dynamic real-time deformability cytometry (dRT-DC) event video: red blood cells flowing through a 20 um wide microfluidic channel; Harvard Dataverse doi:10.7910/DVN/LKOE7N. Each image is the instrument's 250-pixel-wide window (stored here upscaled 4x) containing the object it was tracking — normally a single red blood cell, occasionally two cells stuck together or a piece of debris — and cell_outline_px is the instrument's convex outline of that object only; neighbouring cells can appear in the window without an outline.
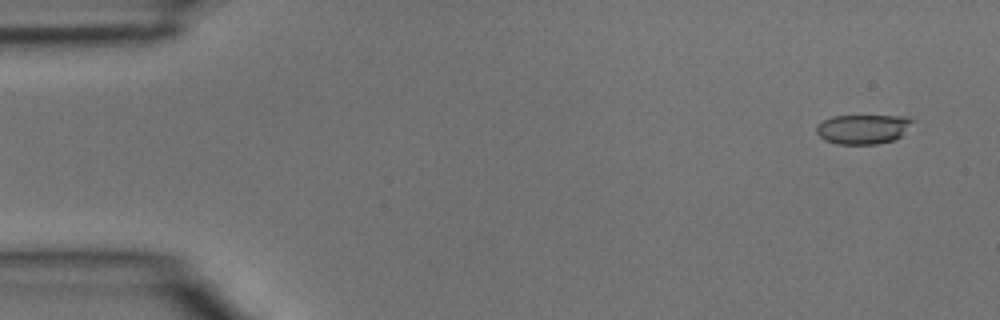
{"species": "common noctule bat (a hibernating species)", "species_latin": "Nyctalus noctula", "temperature_condition": "room temperature", "stored_images_in_passage": 5, "camera_frame_rate_fps": 3000, "um_per_image_px": 0.085, "animal": {"sex": "male", "body_mass_g": 15.6}, "frame": {"image": 1, "passage_image": 5, "time_ms": 1.333, "image_size_px": [1000, 320], "cell_outline_px": [[916, 120], [896, 140], [876, 144], [840, 144], [824, 140], [816, 132], [816, 124], [832, 116], [908, 116]], "centroid_in_image_um": [73.37, 10.97], "position_along_channel_um": 11.6, "area_um2": 16.65}}